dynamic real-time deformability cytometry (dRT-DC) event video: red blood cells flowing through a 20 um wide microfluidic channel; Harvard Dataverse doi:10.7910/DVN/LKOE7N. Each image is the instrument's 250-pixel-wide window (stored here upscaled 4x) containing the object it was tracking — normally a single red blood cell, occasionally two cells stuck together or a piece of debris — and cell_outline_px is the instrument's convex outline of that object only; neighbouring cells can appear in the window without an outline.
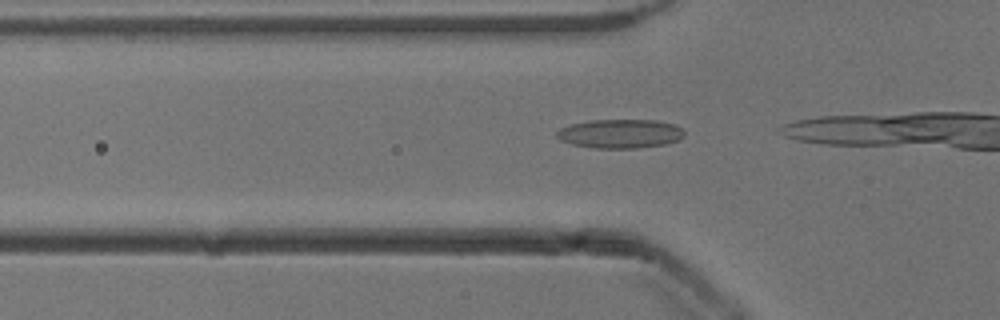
{"species": "common noctule bat (a hibernating species)", "species_latin": "Nyctalus noctula", "temperature_condition": "cold", "stored_images_in_passage": 5, "camera_frame_rate_fps": 3000, "um_per_image_px": 0.085, "animal": {"sex": "male", "body_mass_g": 13.3}, "frame": {"image": 1, "passage_image": 2, "time_ms": 0.333, "image_size_px": [1000, 320], "cell_outline_px": [[684, 136], [676, 140], [664, 144], [636, 148], [596, 148], [572, 144], [560, 140], [556, 136], [556, 132], [560, 128], [572, 124], [588, 120], [656, 120], [676, 124], [684, 128]], "centroid_in_image_um": [52.72, 11.35], "position_along_channel_um": 73.1, "area_um2": 21.56}}